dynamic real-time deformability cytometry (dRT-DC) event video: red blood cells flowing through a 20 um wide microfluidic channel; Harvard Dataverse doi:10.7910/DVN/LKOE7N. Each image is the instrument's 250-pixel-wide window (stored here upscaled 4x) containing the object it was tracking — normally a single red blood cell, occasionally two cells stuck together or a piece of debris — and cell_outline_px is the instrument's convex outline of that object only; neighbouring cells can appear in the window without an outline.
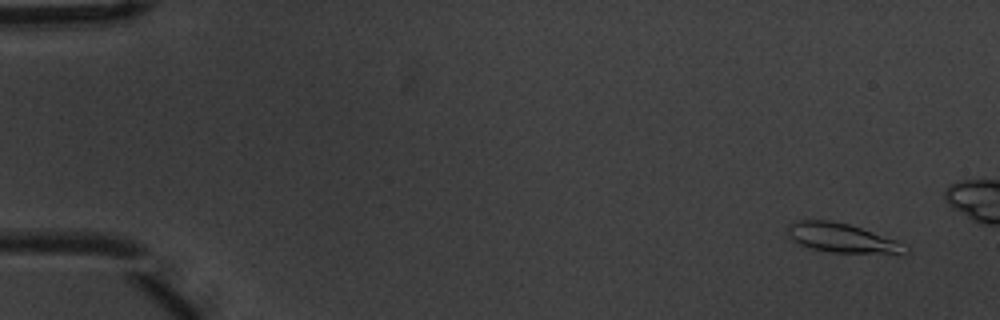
{"species": "common noctule bat (a hibernating species)", "species_latin": "Nyctalus noctula", "temperature_condition": "warm", "stored_images_in_passage": 6, "camera_frame_rate_fps": 3000, "um_per_image_px": 0.085, "animal": {"sex": "male", "body_mass_g": 20.1, "forearm_length_mm": 53.5}, "frame": {"image": 1, "passage_image": 2, "time_ms": 0.333, "image_size_px": [1000, 320], "cell_outline_px": [[912, 248], [908, 252], [832, 252], [812, 248], [800, 244], [792, 240], [788, 236], [788, 224], [796, 220], [832, 220], [848, 224], [896, 240]], "centroid_in_image_um": [71.5, 20.2], "position_along_channel_um": 13.5, "area_um2": 19.54}}